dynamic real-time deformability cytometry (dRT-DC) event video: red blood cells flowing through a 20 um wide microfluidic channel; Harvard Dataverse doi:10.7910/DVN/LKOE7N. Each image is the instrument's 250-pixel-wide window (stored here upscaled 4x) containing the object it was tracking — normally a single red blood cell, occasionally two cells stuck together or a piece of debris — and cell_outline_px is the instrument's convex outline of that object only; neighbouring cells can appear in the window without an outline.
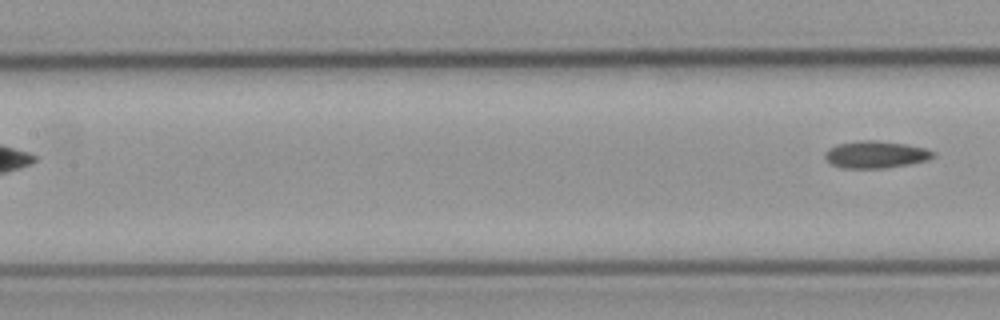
{"species": "common noctule bat (a hibernating species)", "species_latin": "Nyctalus noctula", "temperature_condition": "cold", "stored_images_in_passage": 8, "camera_frame_rate_fps": 3000, "um_per_image_px": 0.085, "animal": {"sex": "male", "body_mass_g": 23.1, "forearm_length_mm": 52.7}, "frame": {"image": 1, "passage_image": 8, "time_ms": 9.0, "image_size_px": [1000, 320], "cell_outline_px": [[936, 156], [928, 160], [908, 164], [884, 168], [844, 168], [832, 164], [824, 156], [824, 152], [828, 148], [836, 144], [860, 140], [876, 140], [904, 144], [924, 148], [936, 152]], "centroid_in_image_um": [74.43, 13.13], "position_along_channel_um": 133.0, "area_um2": 17.11}}